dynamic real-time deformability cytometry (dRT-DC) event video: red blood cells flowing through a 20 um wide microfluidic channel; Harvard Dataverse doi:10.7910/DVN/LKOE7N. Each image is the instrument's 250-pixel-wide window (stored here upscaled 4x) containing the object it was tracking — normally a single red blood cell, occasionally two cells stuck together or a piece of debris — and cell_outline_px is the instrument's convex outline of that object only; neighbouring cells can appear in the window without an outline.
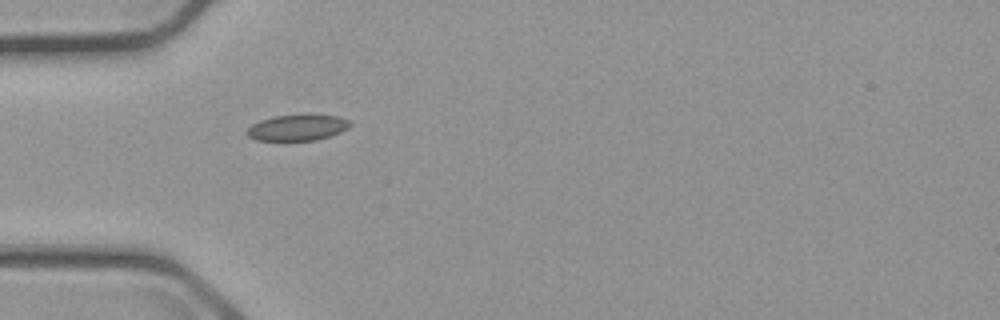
{"species": "common noctule bat (a hibernating species)", "species_latin": "Nyctalus noctula", "temperature_condition": "cold", "stored_images_in_passage": 2, "camera_frame_rate_fps": 3000, "um_per_image_px": 0.085, "animal": {"sex": "male", "body_mass_g": 23.1, "forearm_length_mm": 52.7}, "frame": {"image": 1, "passage_image": 2, "time_ms": 1.667, "image_size_px": [1000, 320], "cell_outline_px": [[352, 124], [348, 128], [340, 132], [316, 140], [256, 140], [248, 136], [248, 128], [252, 124], [260, 120], [272, 116], [308, 112], [312, 112], [336, 116], [348, 120]], "centroid_in_image_um": [25.31, 10.79], "position_along_channel_um": 59.7, "area_um2": 16.07}}